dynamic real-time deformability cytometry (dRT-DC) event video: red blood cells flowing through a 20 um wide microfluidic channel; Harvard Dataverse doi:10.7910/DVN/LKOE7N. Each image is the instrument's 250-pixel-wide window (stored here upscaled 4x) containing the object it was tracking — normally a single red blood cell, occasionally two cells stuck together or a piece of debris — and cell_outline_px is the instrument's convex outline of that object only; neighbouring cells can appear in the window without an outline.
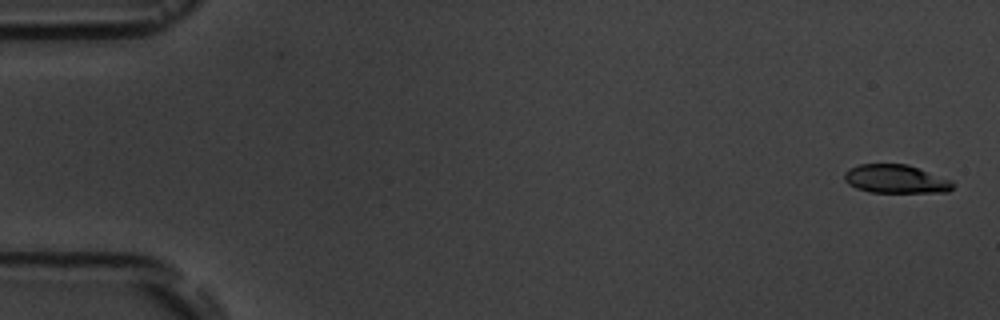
{"species": "common noctule bat (a hibernating species)", "species_latin": "Nyctalus noctula", "temperature_condition": "room temperature", "stored_images_in_passage": 11, "camera_frame_rate_fps": 3000, "um_per_image_px": 0.085, "animal": {"sex": "male", "body_mass_g": 19.5, "forearm_length_mm": 54.6}, "frame": {"image": 1, "passage_image": 1, "time_ms": 0.0, "image_size_px": [1000, 320], "cell_outline_px": [[956, 184], [948, 192], [868, 192], [856, 188], [848, 184], [844, 180], [844, 172], [848, 168], [860, 164], [908, 164], [952, 180]], "centroid_in_image_um": [76.13, 15.21], "position_along_channel_um": 8.9, "area_um2": 18.21}}
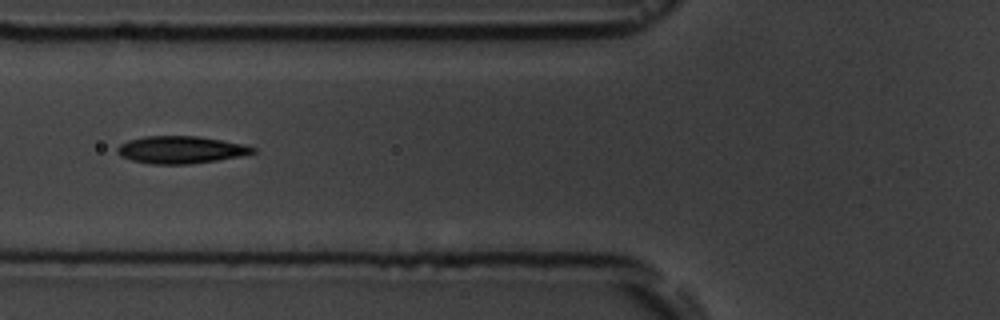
{"frame": {"image": 2, "passage_image": 6, "time_ms": 6.667, "image_size_px": [1000, 320], "cell_outline_px": [[256, 152], [240, 156], [216, 160], [188, 164], [152, 164], [132, 160], [120, 156], [116, 152], [116, 148], [120, 144], [128, 140], [144, 136], [196, 136], [244, 144], [256, 148]], "centroid_in_image_um": [15.33, 12.73], "position_along_channel_um": 110.5, "area_um2": 21.5}}
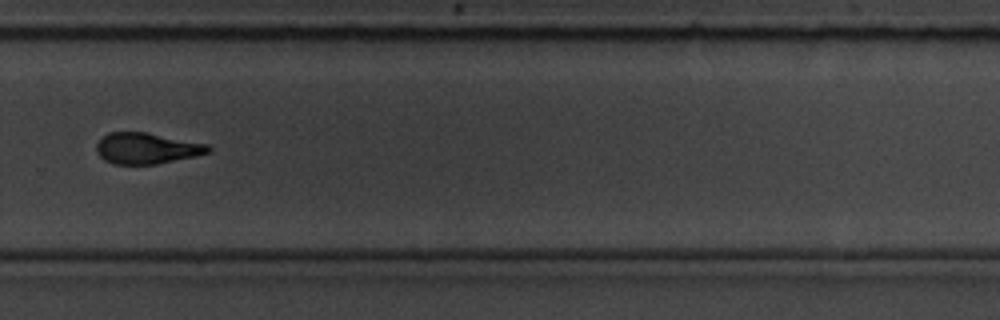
{"frame": {"image": 3, "passage_image": 11, "time_ms": 12.333, "image_size_px": [1000, 320], "cell_outline_px": [[212, 152], [196, 156], [156, 164], [112, 164], [104, 160], [96, 152], [96, 144], [108, 132], [144, 132], [208, 144], [212, 148]], "centroid_in_image_um": [12.48, 12.61], "position_along_channel_um": 317.3, "area_um2": 20.23}}